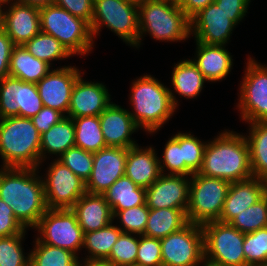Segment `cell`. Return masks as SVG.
<instances>
[{
  "label": "cell",
  "instance_id": "484cf974",
  "mask_svg": "<svg viewBox=\"0 0 267 266\" xmlns=\"http://www.w3.org/2000/svg\"><path fill=\"white\" fill-rule=\"evenodd\" d=\"M174 64L171 74V84L174 92L172 93L173 90L170 89V93L177 108L179 103L174 95L175 92L185 99H195L199 96L207 80L191 59H184Z\"/></svg>",
  "mask_w": 267,
  "mask_h": 266
},
{
  "label": "cell",
  "instance_id": "7a4b0ae2",
  "mask_svg": "<svg viewBox=\"0 0 267 266\" xmlns=\"http://www.w3.org/2000/svg\"><path fill=\"white\" fill-rule=\"evenodd\" d=\"M198 173L230 183L253 177L246 136L227 129L208 141Z\"/></svg>",
  "mask_w": 267,
  "mask_h": 266
},
{
  "label": "cell",
  "instance_id": "d4e9b609",
  "mask_svg": "<svg viewBox=\"0 0 267 266\" xmlns=\"http://www.w3.org/2000/svg\"><path fill=\"white\" fill-rule=\"evenodd\" d=\"M196 58L191 59L208 82L221 81L232 69L233 59L225 45L196 42Z\"/></svg>",
  "mask_w": 267,
  "mask_h": 266
},
{
  "label": "cell",
  "instance_id": "3957f363",
  "mask_svg": "<svg viewBox=\"0 0 267 266\" xmlns=\"http://www.w3.org/2000/svg\"><path fill=\"white\" fill-rule=\"evenodd\" d=\"M130 104L134 111L130 115L138 128L149 134L162 128L177 109L170 88L150 74L140 76L132 82Z\"/></svg>",
  "mask_w": 267,
  "mask_h": 266
},
{
  "label": "cell",
  "instance_id": "d6a6232c",
  "mask_svg": "<svg viewBox=\"0 0 267 266\" xmlns=\"http://www.w3.org/2000/svg\"><path fill=\"white\" fill-rule=\"evenodd\" d=\"M75 127V146L96 153L107 147L101 130L99 116L72 118Z\"/></svg>",
  "mask_w": 267,
  "mask_h": 266
},
{
  "label": "cell",
  "instance_id": "d590c367",
  "mask_svg": "<svg viewBox=\"0 0 267 266\" xmlns=\"http://www.w3.org/2000/svg\"><path fill=\"white\" fill-rule=\"evenodd\" d=\"M229 223L242 233H250L267 227V193Z\"/></svg>",
  "mask_w": 267,
  "mask_h": 266
},
{
  "label": "cell",
  "instance_id": "e575fe53",
  "mask_svg": "<svg viewBox=\"0 0 267 266\" xmlns=\"http://www.w3.org/2000/svg\"><path fill=\"white\" fill-rule=\"evenodd\" d=\"M23 46L34 57L45 61L50 66H52V62L55 60H63L72 56L55 37L43 32H39Z\"/></svg>",
  "mask_w": 267,
  "mask_h": 266
},
{
  "label": "cell",
  "instance_id": "7dc6e473",
  "mask_svg": "<svg viewBox=\"0 0 267 266\" xmlns=\"http://www.w3.org/2000/svg\"><path fill=\"white\" fill-rule=\"evenodd\" d=\"M251 0H214V3L225 13L231 16V20L238 25L243 20Z\"/></svg>",
  "mask_w": 267,
  "mask_h": 266
},
{
  "label": "cell",
  "instance_id": "5b68a950",
  "mask_svg": "<svg viewBox=\"0 0 267 266\" xmlns=\"http://www.w3.org/2000/svg\"><path fill=\"white\" fill-rule=\"evenodd\" d=\"M138 18L139 47L145 33L162 42L185 41L191 36L190 19L176 0H147L138 5Z\"/></svg>",
  "mask_w": 267,
  "mask_h": 266
},
{
  "label": "cell",
  "instance_id": "11a10c76",
  "mask_svg": "<svg viewBox=\"0 0 267 266\" xmlns=\"http://www.w3.org/2000/svg\"><path fill=\"white\" fill-rule=\"evenodd\" d=\"M12 0H0V7H4V4L8 5L7 3H9Z\"/></svg>",
  "mask_w": 267,
  "mask_h": 266
},
{
  "label": "cell",
  "instance_id": "ba28073f",
  "mask_svg": "<svg viewBox=\"0 0 267 266\" xmlns=\"http://www.w3.org/2000/svg\"><path fill=\"white\" fill-rule=\"evenodd\" d=\"M230 184L224 179L193 174L190 177L189 204L186 211L188 222L203 225L218 221Z\"/></svg>",
  "mask_w": 267,
  "mask_h": 266
},
{
  "label": "cell",
  "instance_id": "5bb4252c",
  "mask_svg": "<svg viewBox=\"0 0 267 266\" xmlns=\"http://www.w3.org/2000/svg\"><path fill=\"white\" fill-rule=\"evenodd\" d=\"M37 85L8 75L0 81V119L32 118L42 109Z\"/></svg>",
  "mask_w": 267,
  "mask_h": 266
},
{
  "label": "cell",
  "instance_id": "4dcf8cb0",
  "mask_svg": "<svg viewBox=\"0 0 267 266\" xmlns=\"http://www.w3.org/2000/svg\"><path fill=\"white\" fill-rule=\"evenodd\" d=\"M187 223L186 213L182 209H150L143 235L161 239L180 230Z\"/></svg>",
  "mask_w": 267,
  "mask_h": 266
},
{
  "label": "cell",
  "instance_id": "680465c9",
  "mask_svg": "<svg viewBox=\"0 0 267 266\" xmlns=\"http://www.w3.org/2000/svg\"><path fill=\"white\" fill-rule=\"evenodd\" d=\"M201 266H211V265H209V264H207V263H204V264H202Z\"/></svg>",
  "mask_w": 267,
  "mask_h": 266
},
{
  "label": "cell",
  "instance_id": "8fae6325",
  "mask_svg": "<svg viewBox=\"0 0 267 266\" xmlns=\"http://www.w3.org/2000/svg\"><path fill=\"white\" fill-rule=\"evenodd\" d=\"M237 108L247 123L267 121V65L247 58Z\"/></svg>",
  "mask_w": 267,
  "mask_h": 266
},
{
  "label": "cell",
  "instance_id": "ffe728a7",
  "mask_svg": "<svg viewBox=\"0 0 267 266\" xmlns=\"http://www.w3.org/2000/svg\"><path fill=\"white\" fill-rule=\"evenodd\" d=\"M106 85L86 81L82 74L72 90L67 117L99 116L112 102Z\"/></svg>",
  "mask_w": 267,
  "mask_h": 266
},
{
  "label": "cell",
  "instance_id": "603a6c76",
  "mask_svg": "<svg viewBox=\"0 0 267 266\" xmlns=\"http://www.w3.org/2000/svg\"><path fill=\"white\" fill-rule=\"evenodd\" d=\"M161 174L159 157L154 147L142 148L136 145L127 149L125 176L138 187L147 189Z\"/></svg>",
  "mask_w": 267,
  "mask_h": 266
},
{
  "label": "cell",
  "instance_id": "1f68e13d",
  "mask_svg": "<svg viewBox=\"0 0 267 266\" xmlns=\"http://www.w3.org/2000/svg\"><path fill=\"white\" fill-rule=\"evenodd\" d=\"M250 167L253 177L267 181V121L248 123Z\"/></svg>",
  "mask_w": 267,
  "mask_h": 266
},
{
  "label": "cell",
  "instance_id": "f1b7e54d",
  "mask_svg": "<svg viewBox=\"0 0 267 266\" xmlns=\"http://www.w3.org/2000/svg\"><path fill=\"white\" fill-rule=\"evenodd\" d=\"M103 195L112 211H122L146 204V189L138 187L125 175L114 182Z\"/></svg>",
  "mask_w": 267,
  "mask_h": 266
},
{
  "label": "cell",
  "instance_id": "cb8c5ba5",
  "mask_svg": "<svg viewBox=\"0 0 267 266\" xmlns=\"http://www.w3.org/2000/svg\"><path fill=\"white\" fill-rule=\"evenodd\" d=\"M83 233L97 231L113 223V213L103 194L86 192L71 208Z\"/></svg>",
  "mask_w": 267,
  "mask_h": 266
},
{
  "label": "cell",
  "instance_id": "836d02e7",
  "mask_svg": "<svg viewBox=\"0 0 267 266\" xmlns=\"http://www.w3.org/2000/svg\"><path fill=\"white\" fill-rule=\"evenodd\" d=\"M35 246L29 253V266H78L81 262L75 253L44 244L35 239Z\"/></svg>",
  "mask_w": 267,
  "mask_h": 266
},
{
  "label": "cell",
  "instance_id": "52a82bcc",
  "mask_svg": "<svg viewBox=\"0 0 267 266\" xmlns=\"http://www.w3.org/2000/svg\"><path fill=\"white\" fill-rule=\"evenodd\" d=\"M106 26L126 44L139 47L138 5L126 0H93V38Z\"/></svg>",
  "mask_w": 267,
  "mask_h": 266
},
{
  "label": "cell",
  "instance_id": "7c38bea8",
  "mask_svg": "<svg viewBox=\"0 0 267 266\" xmlns=\"http://www.w3.org/2000/svg\"><path fill=\"white\" fill-rule=\"evenodd\" d=\"M162 266H200L204 264L201 225L188 222L180 230L161 238Z\"/></svg>",
  "mask_w": 267,
  "mask_h": 266
},
{
  "label": "cell",
  "instance_id": "f546056e",
  "mask_svg": "<svg viewBox=\"0 0 267 266\" xmlns=\"http://www.w3.org/2000/svg\"><path fill=\"white\" fill-rule=\"evenodd\" d=\"M121 233L120 228L112 223L97 231L84 233L82 248H85L90 255L86 254L83 263L102 264L109 257Z\"/></svg>",
  "mask_w": 267,
  "mask_h": 266
},
{
  "label": "cell",
  "instance_id": "4fadbf2b",
  "mask_svg": "<svg viewBox=\"0 0 267 266\" xmlns=\"http://www.w3.org/2000/svg\"><path fill=\"white\" fill-rule=\"evenodd\" d=\"M47 169L43 182L48 209H71L86 193L85 183L57 158Z\"/></svg>",
  "mask_w": 267,
  "mask_h": 266
},
{
  "label": "cell",
  "instance_id": "f5cc1de1",
  "mask_svg": "<svg viewBox=\"0 0 267 266\" xmlns=\"http://www.w3.org/2000/svg\"><path fill=\"white\" fill-rule=\"evenodd\" d=\"M78 266H106V265L97 264V263H80Z\"/></svg>",
  "mask_w": 267,
  "mask_h": 266
},
{
  "label": "cell",
  "instance_id": "f35d334b",
  "mask_svg": "<svg viewBox=\"0 0 267 266\" xmlns=\"http://www.w3.org/2000/svg\"><path fill=\"white\" fill-rule=\"evenodd\" d=\"M26 230L19 235L0 237V266H29L30 256H25L22 241Z\"/></svg>",
  "mask_w": 267,
  "mask_h": 266
},
{
  "label": "cell",
  "instance_id": "9f6ffc18",
  "mask_svg": "<svg viewBox=\"0 0 267 266\" xmlns=\"http://www.w3.org/2000/svg\"><path fill=\"white\" fill-rule=\"evenodd\" d=\"M255 266H267V261L263 262V263H260L258 265H255Z\"/></svg>",
  "mask_w": 267,
  "mask_h": 266
},
{
  "label": "cell",
  "instance_id": "2e32d148",
  "mask_svg": "<svg viewBox=\"0 0 267 266\" xmlns=\"http://www.w3.org/2000/svg\"><path fill=\"white\" fill-rule=\"evenodd\" d=\"M84 73L75 66L51 69L36 85L42 104L68 114L73 87L77 78Z\"/></svg>",
  "mask_w": 267,
  "mask_h": 266
},
{
  "label": "cell",
  "instance_id": "6da1fadb",
  "mask_svg": "<svg viewBox=\"0 0 267 266\" xmlns=\"http://www.w3.org/2000/svg\"><path fill=\"white\" fill-rule=\"evenodd\" d=\"M39 168L1 167L0 198L27 229L34 228L48 210Z\"/></svg>",
  "mask_w": 267,
  "mask_h": 266
},
{
  "label": "cell",
  "instance_id": "8d00e7d4",
  "mask_svg": "<svg viewBox=\"0 0 267 266\" xmlns=\"http://www.w3.org/2000/svg\"><path fill=\"white\" fill-rule=\"evenodd\" d=\"M207 142L199 140L193 134L180 132V148L184 161V175L192 176L198 173L203 164L204 151Z\"/></svg>",
  "mask_w": 267,
  "mask_h": 266
},
{
  "label": "cell",
  "instance_id": "277c9868",
  "mask_svg": "<svg viewBox=\"0 0 267 266\" xmlns=\"http://www.w3.org/2000/svg\"><path fill=\"white\" fill-rule=\"evenodd\" d=\"M41 134L31 118L0 119V156L2 167L40 168Z\"/></svg>",
  "mask_w": 267,
  "mask_h": 266
},
{
  "label": "cell",
  "instance_id": "30bf717a",
  "mask_svg": "<svg viewBox=\"0 0 267 266\" xmlns=\"http://www.w3.org/2000/svg\"><path fill=\"white\" fill-rule=\"evenodd\" d=\"M33 229L39 233V242L67 249L77 256L82 250L84 233L71 209H48Z\"/></svg>",
  "mask_w": 267,
  "mask_h": 266
},
{
  "label": "cell",
  "instance_id": "681fc988",
  "mask_svg": "<svg viewBox=\"0 0 267 266\" xmlns=\"http://www.w3.org/2000/svg\"><path fill=\"white\" fill-rule=\"evenodd\" d=\"M15 45L0 27V81L9 75L11 52Z\"/></svg>",
  "mask_w": 267,
  "mask_h": 266
},
{
  "label": "cell",
  "instance_id": "44dd1931",
  "mask_svg": "<svg viewBox=\"0 0 267 266\" xmlns=\"http://www.w3.org/2000/svg\"><path fill=\"white\" fill-rule=\"evenodd\" d=\"M102 134L107 146L130 148L138 145L131 139L139 128L133 121L130 111L111 103L100 115Z\"/></svg>",
  "mask_w": 267,
  "mask_h": 266
},
{
  "label": "cell",
  "instance_id": "f6af8a7d",
  "mask_svg": "<svg viewBox=\"0 0 267 266\" xmlns=\"http://www.w3.org/2000/svg\"><path fill=\"white\" fill-rule=\"evenodd\" d=\"M27 230L15 217L12 209L0 198V237H10Z\"/></svg>",
  "mask_w": 267,
  "mask_h": 266
},
{
  "label": "cell",
  "instance_id": "b9f144b4",
  "mask_svg": "<svg viewBox=\"0 0 267 266\" xmlns=\"http://www.w3.org/2000/svg\"><path fill=\"white\" fill-rule=\"evenodd\" d=\"M243 251L245 266H255L267 261V227L244 233Z\"/></svg>",
  "mask_w": 267,
  "mask_h": 266
},
{
  "label": "cell",
  "instance_id": "816d5d0a",
  "mask_svg": "<svg viewBox=\"0 0 267 266\" xmlns=\"http://www.w3.org/2000/svg\"><path fill=\"white\" fill-rule=\"evenodd\" d=\"M14 1L22 3V4L31 5L38 9L47 7L49 5H53L55 3V0H14Z\"/></svg>",
  "mask_w": 267,
  "mask_h": 266
},
{
  "label": "cell",
  "instance_id": "ac0fdd59",
  "mask_svg": "<svg viewBox=\"0 0 267 266\" xmlns=\"http://www.w3.org/2000/svg\"><path fill=\"white\" fill-rule=\"evenodd\" d=\"M189 194L190 176L161 174L146 189V205L149 209H182L186 213Z\"/></svg>",
  "mask_w": 267,
  "mask_h": 266
},
{
  "label": "cell",
  "instance_id": "7402d4cb",
  "mask_svg": "<svg viewBox=\"0 0 267 266\" xmlns=\"http://www.w3.org/2000/svg\"><path fill=\"white\" fill-rule=\"evenodd\" d=\"M267 193V181L257 177L231 182L223 211L218 221L229 223L239 213L259 201Z\"/></svg>",
  "mask_w": 267,
  "mask_h": 266
},
{
  "label": "cell",
  "instance_id": "bcb514c9",
  "mask_svg": "<svg viewBox=\"0 0 267 266\" xmlns=\"http://www.w3.org/2000/svg\"><path fill=\"white\" fill-rule=\"evenodd\" d=\"M54 4L62 7L73 16L84 19L91 25L93 0H55Z\"/></svg>",
  "mask_w": 267,
  "mask_h": 266
},
{
  "label": "cell",
  "instance_id": "d6986e66",
  "mask_svg": "<svg viewBox=\"0 0 267 266\" xmlns=\"http://www.w3.org/2000/svg\"><path fill=\"white\" fill-rule=\"evenodd\" d=\"M8 4L6 9L0 7V27L15 46L24 45L41 32L39 9L16 1Z\"/></svg>",
  "mask_w": 267,
  "mask_h": 266
},
{
  "label": "cell",
  "instance_id": "9a60e30c",
  "mask_svg": "<svg viewBox=\"0 0 267 266\" xmlns=\"http://www.w3.org/2000/svg\"><path fill=\"white\" fill-rule=\"evenodd\" d=\"M237 25L214 2L190 19V35L207 45H227Z\"/></svg>",
  "mask_w": 267,
  "mask_h": 266
},
{
  "label": "cell",
  "instance_id": "db71d44e",
  "mask_svg": "<svg viewBox=\"0 0 267 266\" xmlns=\"http://www.w3.org/2000/svg\"><path fill=\"white\" fill-rule=\"evenodd\" d=\"M126 1H129V2L134 3L136 5H140V4L144 3L147 0H126Z\"/></svg>",
  "mask_w": 267,
  "mask_h": 266
},
{
  "label": "cell",
  "instance_id": "74e56055",
  "mask_svg": "<svg viewBox=\"0 0 267 266\" xmlns=\"http://www.w3.org/2000/svg\"><path fill=\"white\" fill-rule=\"evenodd\" d=\"M138 247L139 235L121 233L114 243L109 257L102 264L106 266L136 264Z\"/></svg>",
  "mask_w": 267,
  "mask_h": 266
},
{
  "label": "cell",
  "instance_id": "7bdbcfd3",
  "mask_svg": "<svg viewBox=\"0 0 267 266\" xmlns=\"http://www.w3.org/2000/svg\"><path fill=\"white\" fill-rule=\"evenodd\" d=\"M162 159H159L162 174L184 175V161H182V148H180V132H177V134L170 137L166 142ZM165 169L168 171L167 173H165Z\"/></svg>",
  "mask_w": 267,
  "mask_h": 266
},
{
  "label": "cell",
  "instance_id": "8992f818",
  "mask_svg": "<svg viewBox=\"0 0 267 266\" xmlns=\"http://www.w3.org/2000/svg\"><path fill=\"white\" fill-rule=\"evenodd\" d=\"M41 32L55 37L73 55H86L94 47L90 24L56 4L39 9Z\"/></svg>",
  "mask_w": 267,
  "mask_h": 266
},
{
  "label": "cell",
  "instance_id": "83f0119b",
  "mask_svg": "<svg viewBox=\"0 0 267 266\" xmlns=\"http://www.w3.org/2000/svg\"><path fill=\"white\" fill-rule=\"evenodd\" d=\"M75 146V127L73 119L64 116L48 131L41 134V162L47 159V153L60 157L69 148Z\"/></svg>",
  "mask_w": 267,
  "mask_h": 266
},
{
  "label": "cell",
  "instance_id": "ee69618b",
  "mask_svg": "<svg viewBox=\"0 0 267 266\" xmlns=\"http://www.w3.org/2000/svg\"><path fill=\"white\" fill-rule=\"evenodd\" d=\"M136 264L139 266H162L161 242L159 238L139 235Z\"/></svg>",
  "mask_w": 267,
  "mask_h": 266
},
{
  "label": "cell",
  "instance_id": "c3c4849f",
  "mask_svg": "<svg viewBox=\"0 0 267 266\" xmlns=\"http://www.w3.org/2000/svg\"><path fill=\"white\" fill-rule=\"evenodd\" d=\"M64 115L58 110L43 106L42 109L31 118L34 126L40 134L48 131L54 124L58 123Z\"/></svg>",
  "mask_w": 267,
  "mask_h": 266
},
{
  "label": "cell",
  "instance_id": "ab89813d",
  "mask_svg": "<svg viewBox=\"0 0 267 266\" xmlns=\"http://www.w3.org/2000/svg\"><path fill=\"white\" fill-rule=\"evenodd\" d=\"M150 209L147 205H138L122 211H112L113 218L119 219L122 233L143 235L146 229Z\"/></svg>",
  "mask_w": 267,
  "mask_h": 266
},
{
  "label": "cell",
  "instance_id": "f907efd6",
  "mask_svg": "<svg viewBox=\"0 0 267 266\" xmlns=\"http://www.w3.org/2000/svg\"><path fill=\"white\" fill-rule=\"evenodd\" d=\"M213 2L214 0H176L178 6L189 19Z\"/></svg>",
  "mask_w": 267,
  "mask_h": 266
},
{
  "label": "cell",
  "instance_id": "e0dca14e",
  "mask_svg": "<svg viewBox=\"0 0 267 266\" xmlns=\"http://www.w3.org/2000/svg\"><path fill=\"white\" fill-rule=\"evenodd\" d=\"M127 149L107 146L93 153V169L85 183L86 192L104 194L106 190L125 175Z\"/></svg>",
  "mask_w": 267,
  "mask_h": 266
},
{
  "label": "cell",
  "instance_id": "4316f807",
  "mask_svg": "<svg viewBox=\"0 0 267 266\" xmlns=\"http://www.w3.org/2000/svg\"><path fill=\"white\" fill-rule=\"evenodd\" d=\"M45 61L34 57L23 45L11 52L9 75L25 82L37 84L51 70Z\"/></svg>",
  "mask_w": 267,
  "mask_h": 266
},
{
  "label": "cell",
  "instance_id": "60d3db41",
  "mask_svg": "<svg viewBox=\"0 0 267 266\" xmlns=\"http://www.w3.org/2000/svg\"><path fill=\"white\" fill-rule=\"evenodd\" d=\"M57 158L84 183L88 181L93 169V153L73 146Z\"/></svg>",
  "mask_w": 267,
  "mask_h": 266
},
{
  "label": "cell",
  "instance_id": "6f0895ef",
  "mask_svg": "<svg viewBox=\"0 0 267 266\" xmlns=\"http://www.w3.org/2000/svg\"><path fill=\"white\" fill-rule=\"evenodd\" d=\"M123 266H139L137 264H131V265H123Z\"/></svg>",
  "mask_w": 267,
  "mask_h": 266
},
{
  "label": "cell",
  "instance_id": "9c48e42d",
  "mask_svg": "<svg viewBox=\"0 0 267 266\" xmlns=\"http://www.w3.org/2000/svg\"><path fill=\"white\" fill-rule=\"evenodd\" d=\"M204 263L211 266H245L244 233L230 223L211 221L201 225Z\"/></svg>",
  "mask_w": 267,
  "mask_h": 266
}]
</instances>
